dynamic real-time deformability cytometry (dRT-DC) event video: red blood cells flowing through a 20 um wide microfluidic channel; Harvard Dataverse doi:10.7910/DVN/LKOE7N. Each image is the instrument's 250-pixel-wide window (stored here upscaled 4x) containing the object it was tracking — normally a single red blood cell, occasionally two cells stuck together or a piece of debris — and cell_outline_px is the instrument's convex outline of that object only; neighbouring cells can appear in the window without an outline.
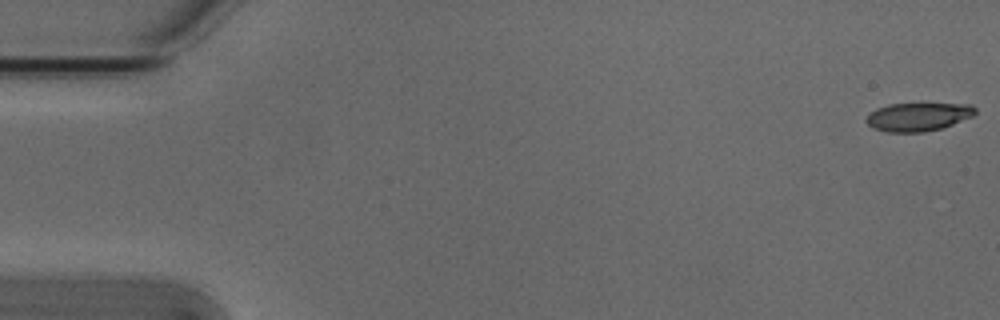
{"species": "Egyptian fruit bat (a non-hibernating species)", "species_latin": "Rousettus aegyptiacus", "temperature_condition": "cold", "stored_images_in_passage": 5, "segment_of_instrument_passage": [2, 2], "camera_frame_rate_fps": 3000, "um_per_image_px": 0.085, "animal": {"sex": "male"}, "frame": {"image": 1, "passage_image": 5, "time_ms": 1.333, "image_size_px": [1000, 320], "cell_outline_px": [[976, 112], [972, 116], [952, 124], [940, 128], [924, 132], [888, 132], [872, 128], [864, 120], [876, 108], [888, 104], [972, 104], [976, 108]], "centroid_in_image_um": [78.02, 9.93], "position_along_channel_um": 7.0, "area_um2": 17.86}}